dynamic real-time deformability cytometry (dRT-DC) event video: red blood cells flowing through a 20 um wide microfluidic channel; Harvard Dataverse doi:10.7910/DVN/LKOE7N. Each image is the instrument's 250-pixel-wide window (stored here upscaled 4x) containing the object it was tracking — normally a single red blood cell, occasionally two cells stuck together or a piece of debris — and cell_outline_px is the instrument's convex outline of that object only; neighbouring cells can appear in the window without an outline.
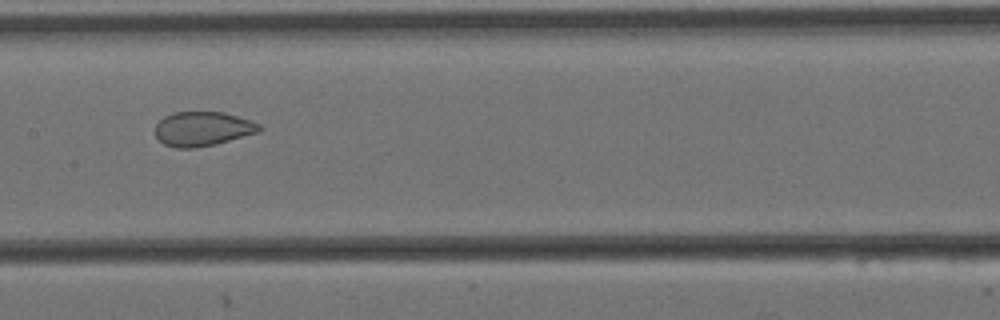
{"species": "Egyptian fruit bat (a non-hibernating species)", "species_latin": "Rousettus aegyptiacus", "temperature_condition": "cold", "stored_images_in_passage": 9, "segment_of_instrument_passage": [1, 2], "camera_frame_rate_fps": 3000, "um_per_image_px": 0.085, "animal": {"sex": "female"}, "frame": {"image": 1, "passage_image": 8, "time_ms": 2.333, "image_size_px": [1000, 320], "cell_outline_px": [[264, 128], [260, 132], [216, 144], [192, 148], [176, 148], [164, 144], [156, 136], [156, 124], [164, 116], [172, 112], [224, 112], [252, 120], [260, 124]], "centroid_in_image_um": [17.27, 10.94], "position_along_channel_um": 190.1, "area_um2": 21.04}}